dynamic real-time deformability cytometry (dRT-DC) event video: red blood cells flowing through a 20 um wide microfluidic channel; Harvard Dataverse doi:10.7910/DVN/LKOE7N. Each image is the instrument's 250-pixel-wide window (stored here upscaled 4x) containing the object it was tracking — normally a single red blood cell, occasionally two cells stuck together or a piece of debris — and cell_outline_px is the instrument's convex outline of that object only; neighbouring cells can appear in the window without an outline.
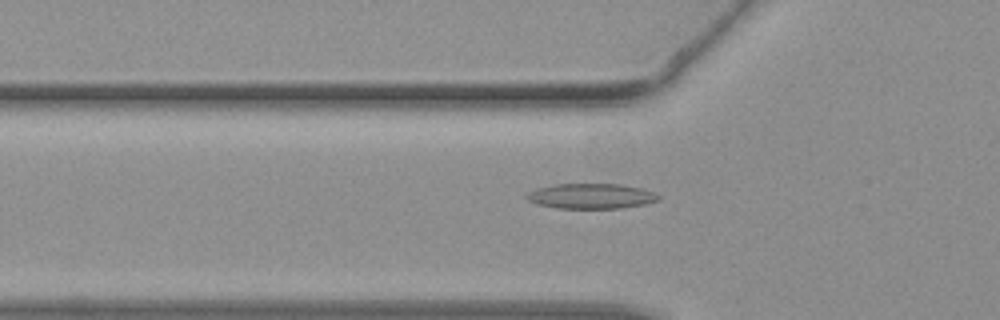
{"species": "common noctule bat (a hibernating species)", "species_latin": "Nyctalus noctula", "temperature_condition": "warm", "stored_images_in_passage": 41, "camera_frame_rate_fps": 3000, "um_per_image_px": 0.085, "animal": {"sex": "female", "body_mass_g": 19.3, "forearm_length_mm": 54.1}, "frame": {"image": 1, "passage_image": 14, "time_ms": 4.333, "image_size_px": [1000, 320], "cell_outline_px": [[660, 200], [644, 204], [620, 208], [556, 208], [536, 204], [528, 200], [524, 196], [528, 192], [536, 188], [556, 184], [620, 184], [640, 188], [652, 192], [660, 196]], "centroid_in_image_um": [50.2, 16.67], "position_along_channel_um": 75.6, "area_um2": 19.31}}
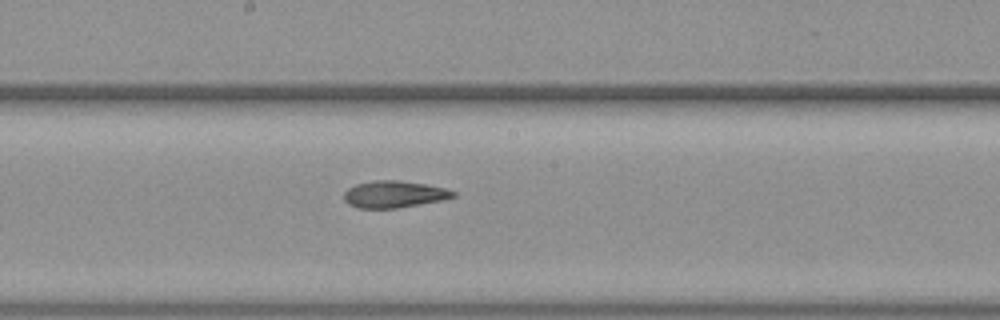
{"frame": {"image": 2, "passage_image": 23, "time_ms": 7.333, "image_size_px": [1000, 320], "cell_outline_px": [[456, 196], [444, 200], [396, 208], [356, 208], [348, 204], [344, 200], [344, 192], [348, 188], [356, 184], [376, 180], [400, 180], [424, 184], [444, 188], [456, 192]], "centroid_in_image_um": [33.48, 16.51], "position_along_channel_um": 214.7, "area_um2": 17.11}}
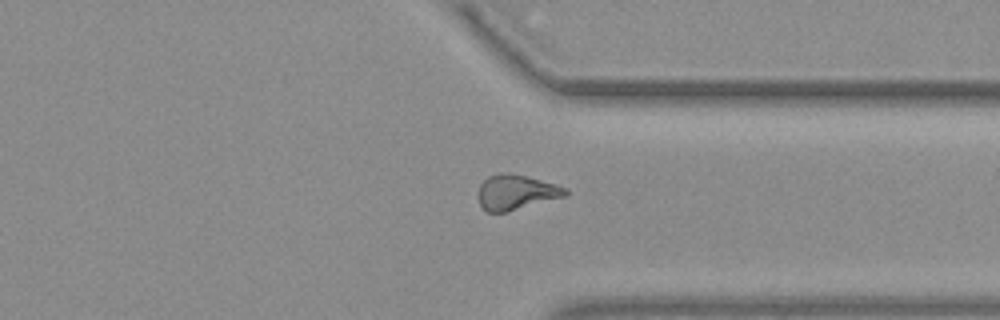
{"frame": {"image": 3, "passage_image": 33, "time_ms": 10.667, "image_size_px": [1000, 320], "cell_outline_px": [[568, 196], [508, 212], [488, 212], [480, 204], [480, 184], [488, 176], [496, 172], [508, 172], [528, 176], [556, 184], [568, 188]], "centroid_in_image_um": [43.93, 16.32], "position_along_channel_um": 367.5, "area_um2": 18.03}}